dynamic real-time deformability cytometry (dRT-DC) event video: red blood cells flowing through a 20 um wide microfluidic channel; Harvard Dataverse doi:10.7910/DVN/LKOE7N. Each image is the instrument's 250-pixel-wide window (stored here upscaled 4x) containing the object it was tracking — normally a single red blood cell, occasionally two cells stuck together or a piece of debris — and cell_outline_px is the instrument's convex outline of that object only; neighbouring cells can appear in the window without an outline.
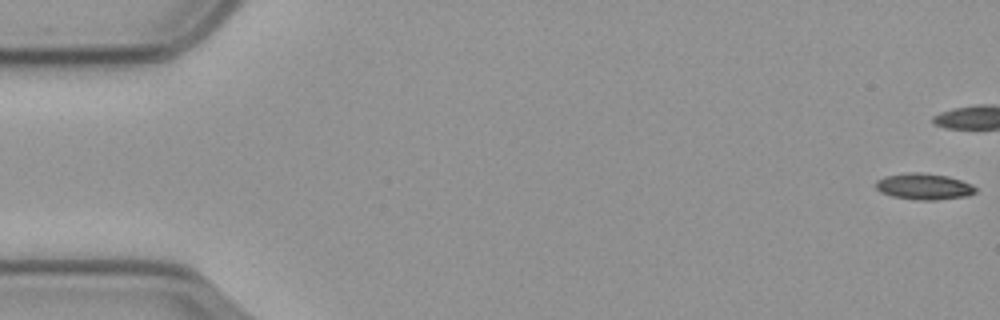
{"species": "common noctule bat (a hibernating species)", "species_latin": "Nyctalus noctula", "temperature_condition": "cold", "stored_images_in_passage": 45, "camera_frame_rate_fps": 3000, "um_per_image_px": 0.085, "animal": {"sex": "male", "body_mass_g": 23.1, "forearm_length_mm": 52.7}, "frame": {"image": 1, "passage_image": 1, "time_ms": 0.0, "image_size_px": [1000, 320], "cell_outline_px": [[976, 192], [968, 196], [936, 200], [916, 200], [892, 196], [880, 192], [876, 188], [876, 180], [884, 176], [908, 172], [916, 172], [948, 176], [972, 184], [976, 188]], "centroid_in_image_um": [78.53, 15.85], "position_along_channel_um": 6.5, "area_um2": 15.32}}
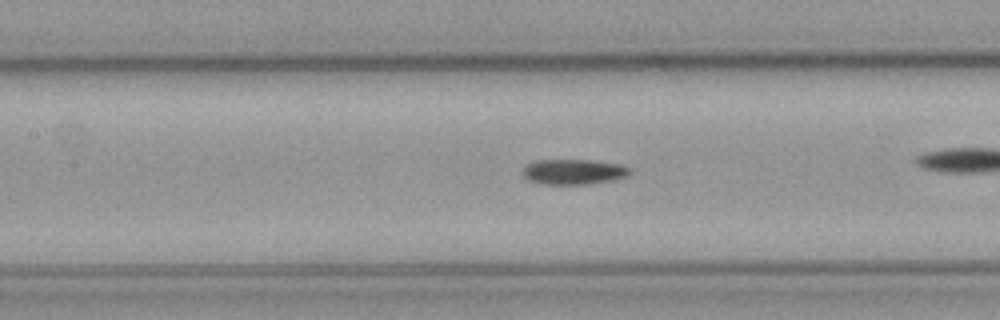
{"frame": {"image": 2, "passage_image": 26, "time_ms": 8.333, "image_size_px": [1000, 320], "cell_outline_px": [[632, 172], [628, 176], [612, 180], [588, 184], [540, 184], [528, 180], [524, 176], [524, 168], [528, 164], [536, 160], [592, 160], [620, 164], [628, 168]], "centroid_in_image_um": [48.77, 14.6], "position_along_channel_um": 158.6, "area_um2": 15.72}}